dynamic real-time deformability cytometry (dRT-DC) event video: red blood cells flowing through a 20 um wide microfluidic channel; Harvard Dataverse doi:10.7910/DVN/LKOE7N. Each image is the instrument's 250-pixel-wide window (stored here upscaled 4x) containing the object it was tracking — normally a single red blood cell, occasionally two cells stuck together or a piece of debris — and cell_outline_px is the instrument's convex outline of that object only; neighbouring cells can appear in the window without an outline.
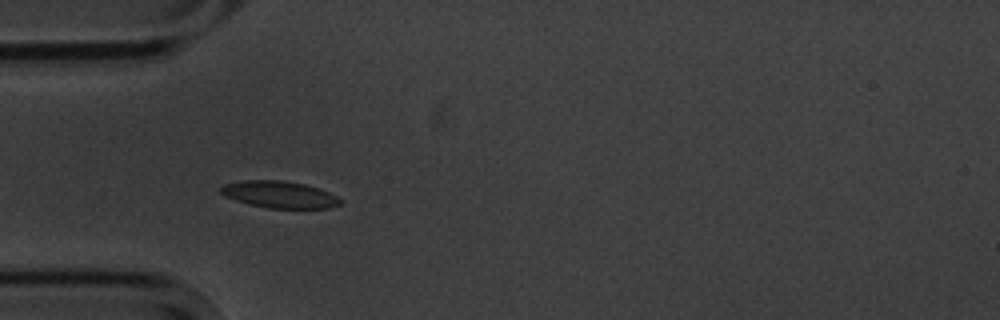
{"species": "common noctule bat (a hibernating species)", "species_latin": "Nyctalus noctula", "temperature_condition": "cold", "stored_images_in_passage": 5, "camera_frame_rate_fps": 3000, "um_per_image_px": 0.085, "animal": {"sex": "male", "body_mass_g": 20.1, "forearm_length_mm": 53.5}, "frame": {"image": 1, "passage_image": 5, "time_ms": 4.667, "image_size_px": [1000, 320], "cell_outline_px": [[340, 204], [328, 208], [268, 208], [248, 204], [224, 196], [220, 192], [220, 188], [224, 184], [244, 180], [280, 180], [304, 184], [328, 192], [336, 196], [340, 200]], "centroid_in_image_um": [23.7, 16.53], "position_along_channel_um": 61.3, "area_um2": 18.5}}